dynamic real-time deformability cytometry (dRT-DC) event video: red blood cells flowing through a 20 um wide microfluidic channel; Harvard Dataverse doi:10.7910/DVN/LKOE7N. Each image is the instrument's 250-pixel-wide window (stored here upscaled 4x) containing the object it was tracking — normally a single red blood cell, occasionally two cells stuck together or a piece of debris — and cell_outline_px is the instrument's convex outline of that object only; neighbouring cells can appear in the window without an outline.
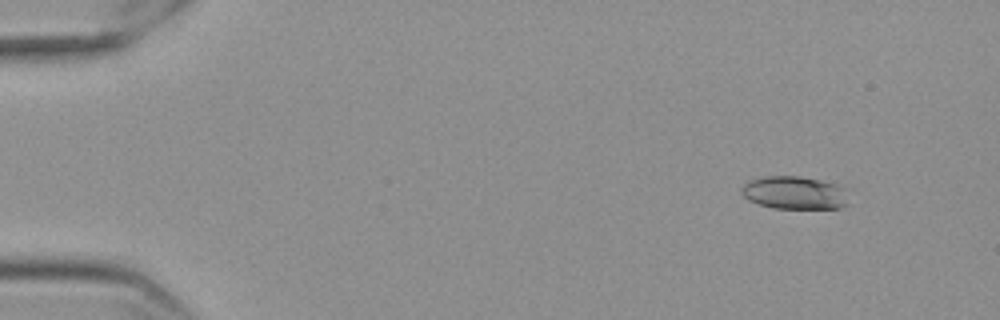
{"species": "Egyptian fruit bat (a non-hibernating species)", "species_latin": "Rousettus aegyptiacus", "temperature_condition": "cold", "stored_images_in_passage": 59, "camera_frame_rate_fps": 3000, "um_per_image_px": 0.085, "frame": {"image": 1, "passage_image": 7, "time_ms": 2.0, "image_size_px": [1000, 320], "cell_outline_px": [[848, 204], [840, 208], [772, 208], [748, 200], [740, 192], [740, 188], [748, 180], [764, 176], [800, 176], [820, 180], [836, 184], [844, 188]], "centroid_in_image_um": [67.5, 16.38], "position_along_channel_um": 17.5, "area_um2": 20.63}}
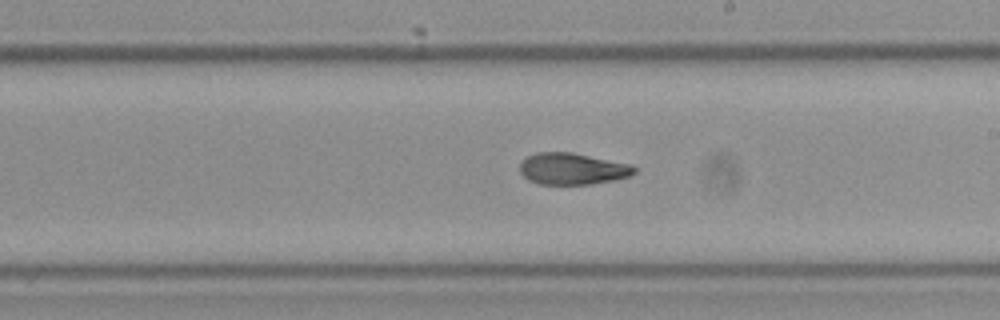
{"frame": {"image": 2, "passage_image": 35, "time_ms": 11.333, "image_size_px": [1000, 320], "cell_outline_px": [[636, 172], [628, 176], [612, 180], [592, 184], [540, 184], [528, 180], [520, 172], [520, 164], [528, 156], [536, 152], [572, 152], [632, 164], [636, 168]], "centroid_in_image_um": [48.66, 14.34], "position_along_channel_um": 240.3, "area_um2": 21.04}}
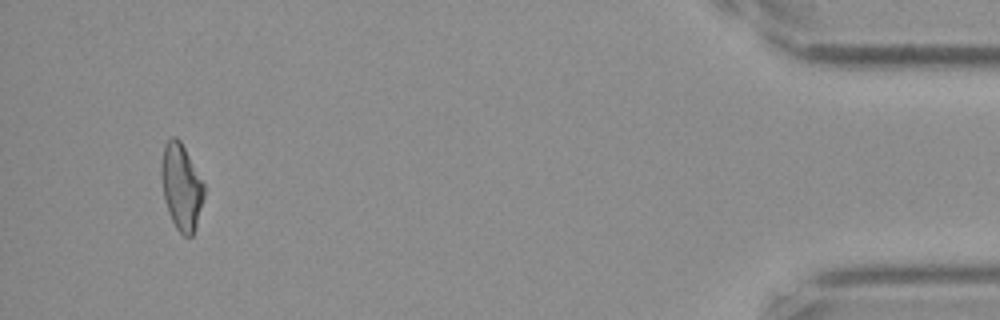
{"frame": {"image": 3, "passage_image": 56, "time_ms": 18.333, "image_size_px": [1000, 320], "cell_outline_px": [[204, 196], [196, 224], [192, 236], [184, 236], [176, 228], [168, 212], [164, 200], [160, 172], [160, 168], [164, 144], [172, 136], [176, 136], [180, 140], [204, 184]], "centroid_in_image_um": [15.38, 15.86], "position_along_channel_um": 419.8, "area_um2": 21.27}, "authors_computed_cell_mechanics": {"area_um2": 21.386, "velocity_mm_per_s": 3.5646, "shape_relaxation_time_tau1_ms": 9.4045, "shape_relaxation_time_tau2_ms": 2.8778, "deformation_change_tau1": 0.2096, "deformation_change_tau2": 0.0923}}